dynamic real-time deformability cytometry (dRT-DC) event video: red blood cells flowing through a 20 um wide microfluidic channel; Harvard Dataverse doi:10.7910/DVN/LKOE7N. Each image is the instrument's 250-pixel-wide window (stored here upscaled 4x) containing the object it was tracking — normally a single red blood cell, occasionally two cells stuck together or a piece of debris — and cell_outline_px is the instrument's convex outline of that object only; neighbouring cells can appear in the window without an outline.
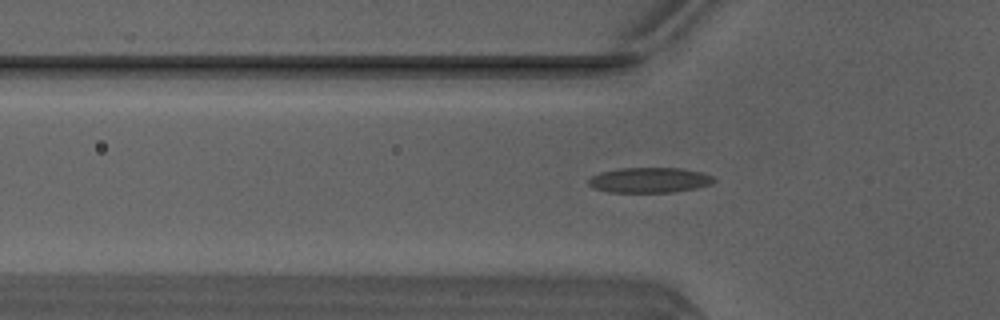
{"species": "Egyptian fruit bat (a non-hibernating species)", "species_latin": "Rousettus aegyptiacus", "temperature_condition": "warm", "stored_images_in_passage": 46, "camera_frame_rate_fps": 3000, "um_per_image_px": 0.085, "animal": {"sex": "male"}, "frame": {"image": 1, "passage_image": 16, "time_ms": 5.0, "image_size_px": [1000, 320], "cell_outline_px": [[716, 180], [712, 184], [696, 188], [672, 192], [608, 192], [592, 188], [588, 184], [588, 180], [592, 176], [600, 172], [620, 168], [680, 168], [700, 172], [712, 176]], "centroid_in_image_um": [55.18, 15.31], "position_along_channel_um": 70.6, "area_um2": 18.44}}
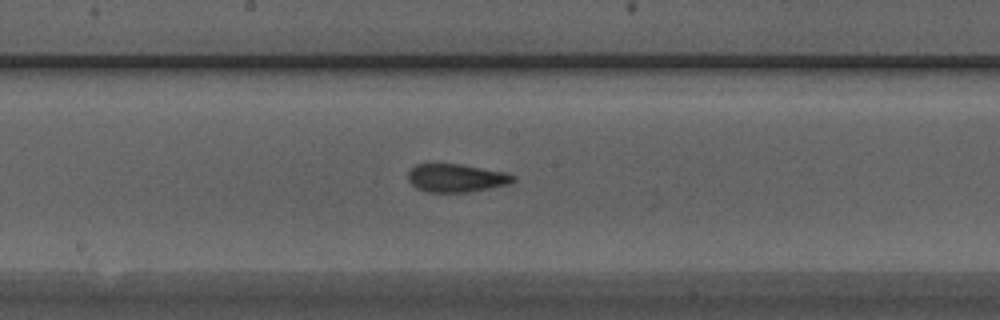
{"frame": {"image": 2, "passage_image": 26, "time_ms": 8.333, "image_size_px": [1000, 320], "cell_outline_px": [[516, 180], [508, 184], [468, 192], [428, 192], [416, 188], [408, 180], [408, 172], [416, 164], [460, 164], [508, 172], [516, 176]], "centroid_in_image_um": [38.8, 15.12], "position_along_channel_um": 209.4, "area_um2": 17.28}}
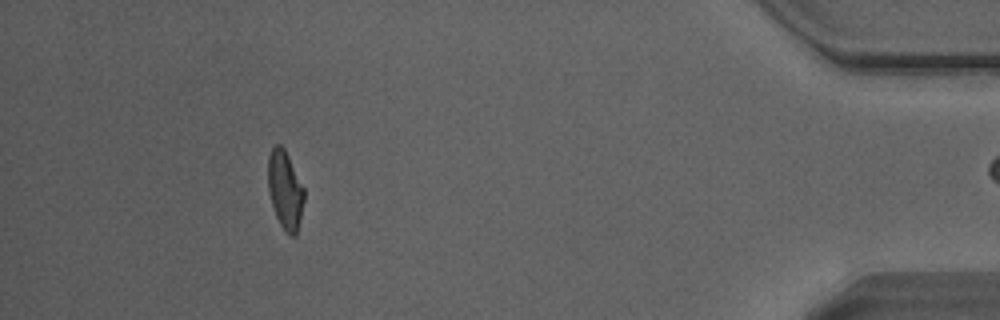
{"frame": {"image": 3, "passage_image": 45, "time_ms": 14.667, "image_size_px": [1000, 320], "cell_outline_px": [[304, 200], [296, 236], [288, 236], [284, 232], [276, 216], [272, 204], [268, 188], [268, 156], [272, 148], [276, 144], [280, 144], [284, 148], [304, 188]], "centroid_in_image_um": [24.23, 16.17], "position_along_channel_um": 411.0, "area_um2": 16.42}}